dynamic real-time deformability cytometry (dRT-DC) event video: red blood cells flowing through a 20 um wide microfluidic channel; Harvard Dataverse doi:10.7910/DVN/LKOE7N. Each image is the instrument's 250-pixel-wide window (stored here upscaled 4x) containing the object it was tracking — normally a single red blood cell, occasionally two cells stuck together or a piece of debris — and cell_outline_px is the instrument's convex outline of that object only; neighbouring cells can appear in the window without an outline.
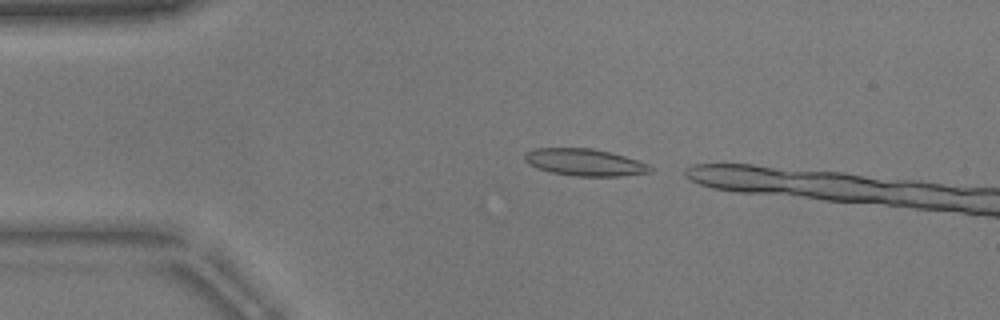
{"species": "common noctule bat (a hibernating species)", "species_latin": "Nyctalus noctula", "temperature_condition": "warm", "stored_images_in_passage": 10, "camera_frame_rate_fps": 3000, "um_per_image_px": 0.085, "animal": {"sex": "male", "body_mass_g": 17.9}, "frame": {"image": 1, "passage_image": 2, "time_ms": 0.333, "image_size_px": [1000, 320], "cell_outline_px": [[656, 168], [652, 172], [620, 176], [576, 176], [552, 172], [536, 168], [528, 164], [524, 160], [524, 152], [536, 148], [592, 148], [624, 156], [648, 164]], "centroid_in_image_um": [49.69, 13.8], "position_along_channel_um": 35.3, "area_um2": 19.83}}